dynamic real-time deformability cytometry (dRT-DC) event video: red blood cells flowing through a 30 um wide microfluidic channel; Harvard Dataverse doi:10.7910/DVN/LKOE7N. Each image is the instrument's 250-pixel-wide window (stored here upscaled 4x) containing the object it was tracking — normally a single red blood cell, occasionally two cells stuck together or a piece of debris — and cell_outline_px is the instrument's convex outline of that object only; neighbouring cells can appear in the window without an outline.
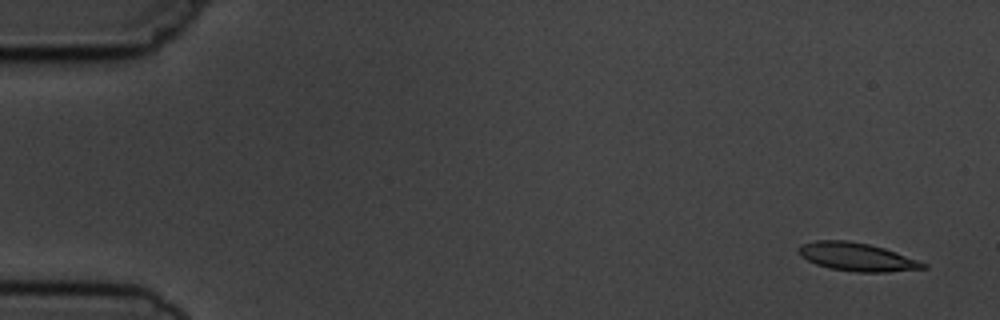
{"species": "common noctule bat (a hibernating species)", "species_latin": "Nyctalus noctula", "temperature_condition": "cold", "stored_images_in_passage": 10, "camera_frame_rate_fps": 3000, "um_per_image_px": 0.085, "animal": {"sex": "male", "body_mass_g": 19.5, "forearm_length_mm": 54.6}, "frame": {"image": 1, "passage_image": 1, "time_ms": 0.0, "image_size_px": [1000, 320], "cell_outline_px": [[928, 268], [888, 272], [856, 272], [828, 268], [816, 264], [800, 256], [796, 252], [796, 248], [800, 244], [816, 240], [848, 240], [868, 244], [884, 248], [920, 260], [928, 264]], "centroid_in_image_um": [72.82, 21.83], "position_along_channel_um": 12.2, "area_um2": 20.81}}
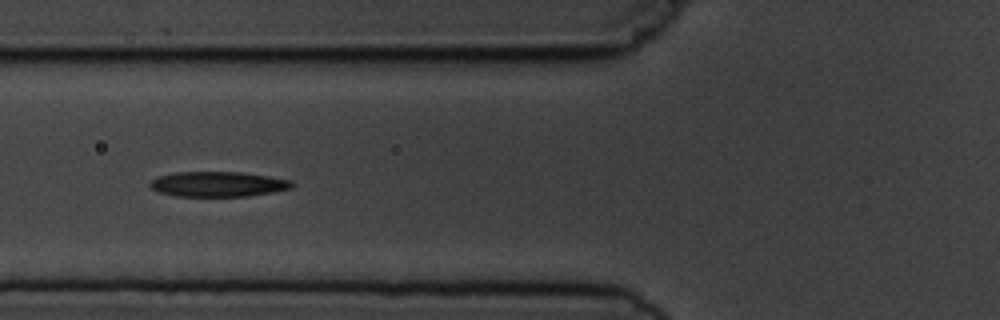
{"frame": {"image": 2, "passage_image": 6, "time_ms": 6.0, "image_size_px": [1000, 320], "cell_outline_px": [[296, 184], [292, 188], [272, 192], [248, 196], [176, 196], [160, 192], [152, 188], [148, 184], [152, 180], [160, 176], [176, 172], [240, 172], [268, 176], [292, 180]], "centroid_in_image_um": [18.57, 15.65], "position_along_channel_um": 107.2, "area_um2": 20.69}}
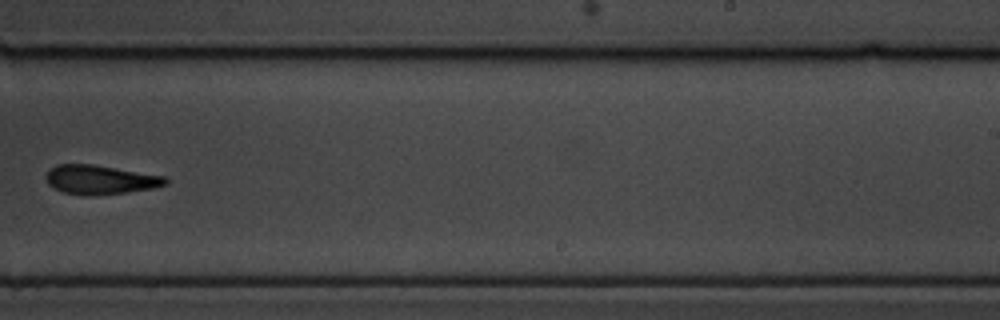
{"frame": {"image": 3, "passage_image": 10, "time_ms": 10.667, "image_size_px": [1000, 320], "cell_outline_px": [[168, 184], [152, 188], [128, 192], [96, 196], [88, 196], [64, 192], [52, 188], [48, 184], [44, 176], [48, 168], [56, 164], [92, 164], [168, 176]], "centroid_in_image_um": [8.5, 15.27], "position_along_channel_um": 280.5, "area_um2": 20.75}}